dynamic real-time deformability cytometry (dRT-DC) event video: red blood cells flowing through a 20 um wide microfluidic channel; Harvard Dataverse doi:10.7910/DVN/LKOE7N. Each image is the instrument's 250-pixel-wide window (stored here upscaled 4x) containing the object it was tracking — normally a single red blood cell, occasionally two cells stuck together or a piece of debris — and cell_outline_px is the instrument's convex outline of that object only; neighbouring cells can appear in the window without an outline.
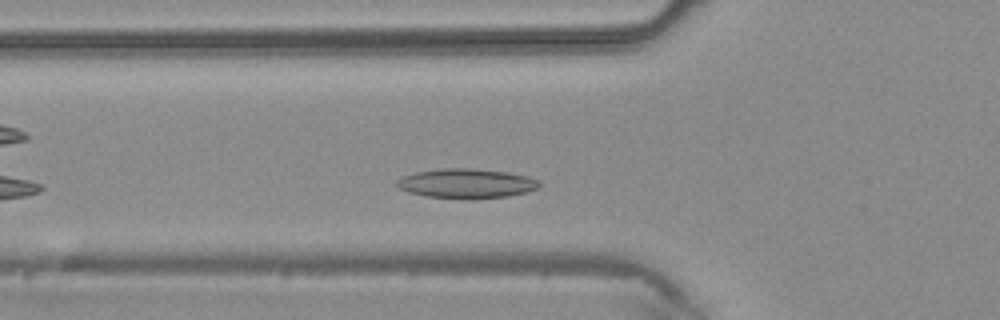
{"species": "common noctule bat (a hibernating species)", "species_latin": "Nyctalus noctula", "temperature_condition": "warm", "stored_images_in_passage": 20, "camera_frame_rate_fps": 3000, "um_per_image_px": 0.085, "animal": {"sex": "male", "body_mass_g": 20.4}, "frame": {"image": 1, "passage_image": 6, "time_ms": 1.667, "image_size_px": [1000, 320], "cell_outline_px": [[540, 184], [536, 188], [524, 192], [508, 196], [424, 196], [408, 192], [396, 188], [396, 180], [404, 176], [416, 172], [444, 168], [468, 168], [508, 172], [528, 176], [540, 180]], "centroid_in_image_um": [39.61, 15.54], "position_along_channel_um": 86.2, "area_um2": 23.52}}